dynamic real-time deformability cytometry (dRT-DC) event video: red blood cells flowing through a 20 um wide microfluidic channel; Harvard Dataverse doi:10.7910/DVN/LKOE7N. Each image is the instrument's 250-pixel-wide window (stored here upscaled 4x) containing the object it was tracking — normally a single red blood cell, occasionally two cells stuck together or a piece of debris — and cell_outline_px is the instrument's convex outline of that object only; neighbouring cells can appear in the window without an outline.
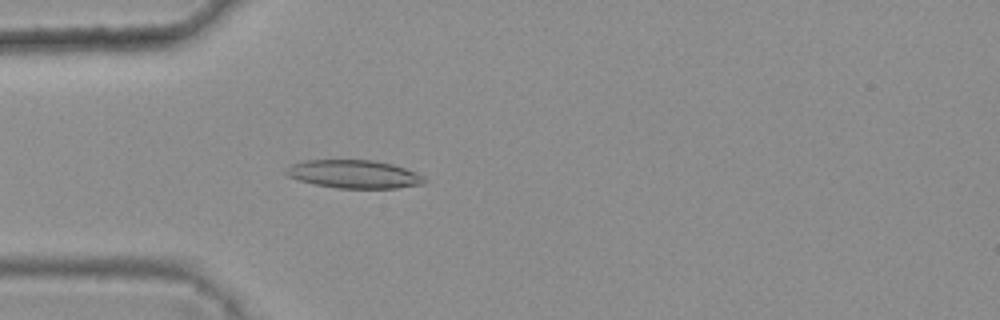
{"species": "common noctule bat (a hibernating species)", "species_latin": "Nyctalus noctula", "temperature_condition": "warm", "stored_images_in_passage": 45, "camera_frame_rate_fps": 3000, "um_per_image_px": 0.085, "animal": {"sex": "female", "body_mass_g": 25.1}, "frame": {"image": 1, "passage_image": 15, "time_ms": 4.667, "image_size_px": [1000, 320], "cell_outline_px": [[428, 180], [424, 184], [396, 188], [336, 188], [316, 184], [300, 180], [288, 176], [284, 172], [284, 168], [292, 164], [304, 160], [372, 160], [392, 164], [416, 172], [424, 176]], "centroid_in_image_um": [30.1, 14.8], "position_along_channel_um": 54.9, "area_um2": 22.77}}
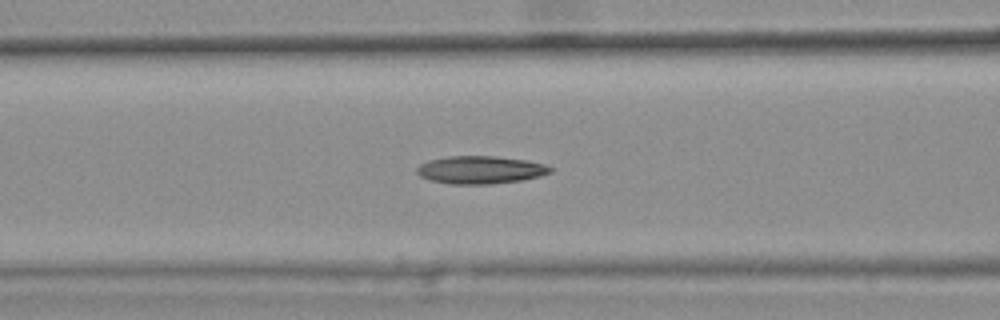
{"frame": {"image": 2, "passage_image": 21, "time_ms": 6.667, "image_size_px": [1000, 320], "cell_outline_px": [[552, 172], [540, 176], [524, 180], [492, 184], [452, 184], [432, 180], [420, 176], [416, 172], [416, 168], [420, 164], [432, 160], [448, 156], [496, 156], [524, 160], [544, 164], [552, 168]], "centroid_in_image_um": [40.85, 14.44], "position_along_channel_um": 125.7, "area_um2": 21.5}}
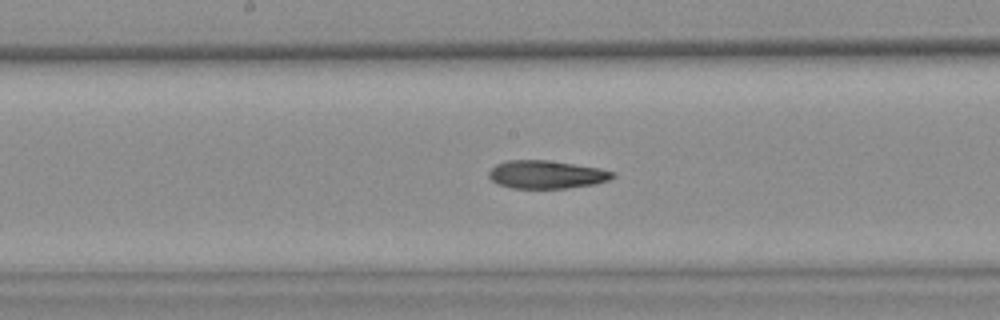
{"frame": {"image": 3, "passage_image": 27, "time_ms": 8.667, "image_size_px": [1000, 320], "cell_outline_px": [[616, 176], [608, 180], [596, 184], [568, 188], [512, 188], [500, 184], [492, 180], [488, 176], [488, 172], [496, 164], [508, 160], [548, 160], [600, 168], [616, 172]], "centroid_in_image_um": [46.49, 14.83], "position_along_channel_um": 201.7, "area_um2": 20.29}, "authors_computed_cell_mechanics": {"area_um2": 21.1548, "velocity_mm_per_s": 3.8071, "shape_relaxation_time_tau1_ms": null, "shape_relaxation_time_tau2_ms": 5.5845, "deformation_change_tau1": null, "deformation_change_tau2": 0.1561}}